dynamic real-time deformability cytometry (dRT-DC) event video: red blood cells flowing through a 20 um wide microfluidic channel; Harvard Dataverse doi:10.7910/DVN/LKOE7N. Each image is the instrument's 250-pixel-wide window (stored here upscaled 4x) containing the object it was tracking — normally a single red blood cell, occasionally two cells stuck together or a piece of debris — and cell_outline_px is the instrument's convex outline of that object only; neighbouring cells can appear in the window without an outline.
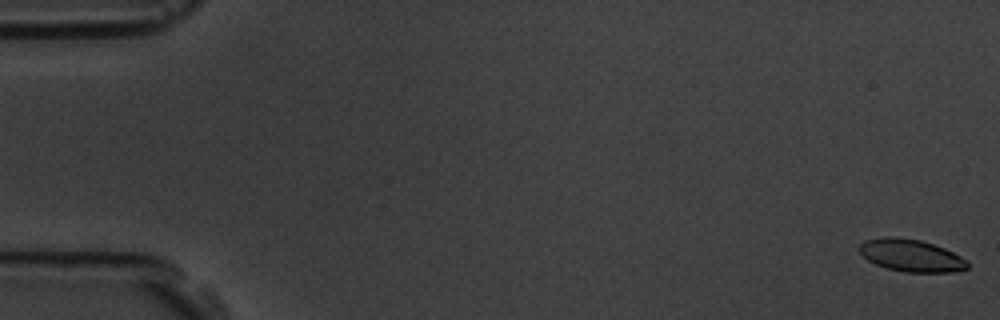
{"species": "common noctule bat (a hibernating species)", "species_latin": "Nyctalus noctula", "temperature_condition": "room temperature", "stored_images_in_passage": 58, "camera_frame_rate_fps": 3000, "um_per_image_px": 0.085, "animal": {"sex": "male", "body_mass_g": 19.5, "forearm_length_mm": 54.6}, "frame": {"image": 1, "passage_image": 1, "time_ms": 0.0, "image_size_px": [1000, 320], "cell_outline_px": [[968, 268], [952, 272], [908, 272], [888, 268], [876, 264], [868, 260], [856, 248], [864, 240], [884, 236], [896, 236], [920, 240], [944, 248], [968, 260]], "centroid_in_image_um": [77.42, 21.7], "position_along_channel_um": 7.6, "area_um2": 20.35}}
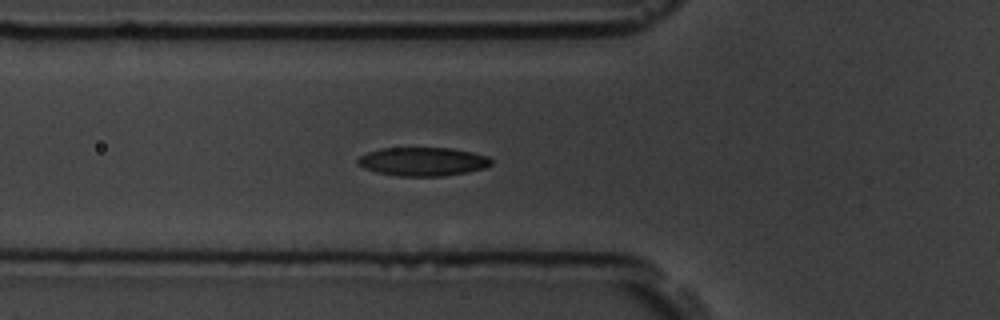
{"frame": {"image": 2, "passage_image": 21, "time_ms": 6.667, "image_size_px": [1000, 320], "cell_outline_px": [[492, 164], [484, 168], [468, 172], [444, 176], [400, 176], [376, 172], [364, 168], [356, 164], [356, 160], [360, 156], [368, 152], [380, 148], [452, 148], [472, 152], [488, 156], [492, 160]], "centroid_in_image_um": [35.93, 13.73], "position_along_channel_um": 89.9, "area_um2": 22.37}}
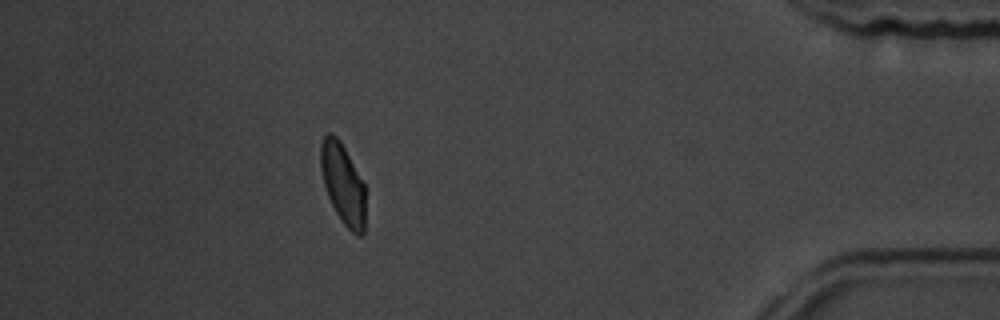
{"frame": {"image": 3, "passage_image": 52, "time_ms": 17.0, "image_size_px": [1000, 320], "cell_outline_px": [[364, 232], [360, 236], [352, 232], [344, 224], [336, 212], [328, 196], [324, 184], [320, 168], [320, 144], [324, 136], [328, 132], [332, 132], [340, 140], [364, 184]], "centroid_in_image_um": [29.12, 15.58], "position_along_channel_um": 406.1, "area_um2": 20.75}, "authors_computed_cell_mechanics": {"area_um2": 21.8484, "velocity_mm_per_s": 3.5418, "shape_relaxation_time_tau1_ms": 3.5011, "shape_relaxation_time_tau2_ms": 1.8798, "deformation_change_tau1": 0.1198, "deformation_change_tau2": 0.0661}}